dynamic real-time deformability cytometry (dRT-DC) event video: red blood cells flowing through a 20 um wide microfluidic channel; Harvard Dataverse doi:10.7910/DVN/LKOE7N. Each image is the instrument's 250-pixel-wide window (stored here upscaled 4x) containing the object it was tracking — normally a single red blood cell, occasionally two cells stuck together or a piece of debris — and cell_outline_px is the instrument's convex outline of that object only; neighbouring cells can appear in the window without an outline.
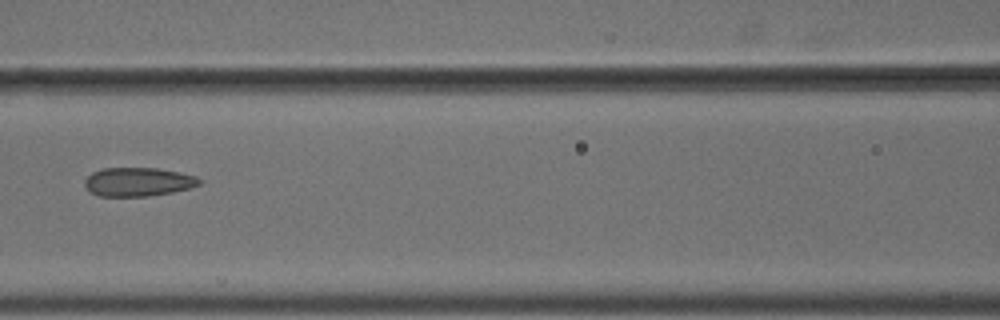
{"species": "common noctule bat (a hibernating species)", "species_latin": "Nyctalus noctula", "temperature_condition": "cold", "stored_images_in_passage": 8, "camera_frame_rate_fps": 3000, "um_per_image_px": 0.085, "animal": {"sex": "male", "body_mass_g": 18.8}, "frame": {"image": 1, "passage_image": 8, "time_ms": 2.333, "image_size_px": [1000, 320], "cell_outline_px": [[200, 184], [188, 188], [172, 192], [148, 196], [100, 196], [84, 188], [84, 180], [92, 172], [104, 168], [156, 168], [180, 172], [196, 176], [200, 180]], "centroid_in_image_um": [11.71, 15.45], "position_along_channel_um": 154.9, "area_um2": 19.13}}